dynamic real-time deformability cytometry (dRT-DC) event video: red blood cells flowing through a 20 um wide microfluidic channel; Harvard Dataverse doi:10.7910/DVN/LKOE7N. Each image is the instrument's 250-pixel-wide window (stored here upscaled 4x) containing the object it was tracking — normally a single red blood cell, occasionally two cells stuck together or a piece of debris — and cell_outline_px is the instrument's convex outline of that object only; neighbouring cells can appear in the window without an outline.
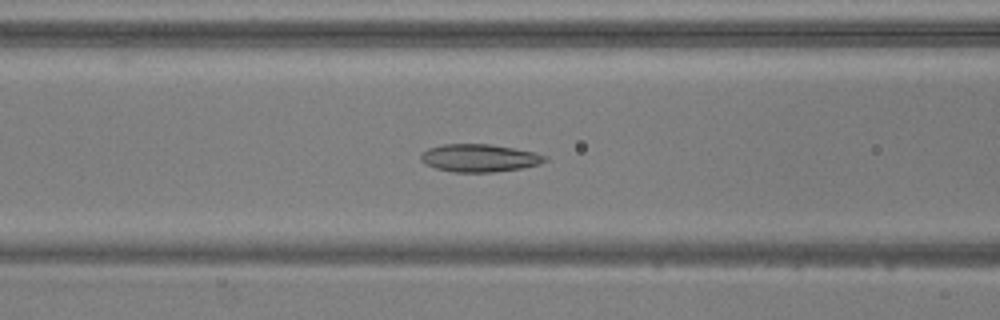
{"species": "common noctule bat (a hibernating species)", "species_latin": "Nyctalus noctula", "temperature_condition": "warm", "stored_images_in_passage": 53, "camera_frame_rate_fps": 3000, "um_per_image_px": 0.085, "animal": {"sex": "male", "body_mass_g": 20.5, "forearm_length_mm": 52.5}, "frame": {"image": 1, "passage_image": 22, "time_ms": 7.0, "image_size_px": [1000, 320], "cell_outline_px": [[548, 160], [540, 164], [520, 168], [492, 172], [452, 172], [436, 168], [420, 160], [420, 156], [428, 148], [444, 144], [488, 144], [536, 152], [548, 156]], "centroid_in_image_um": [40.78, 13.43], "position_along_channel_um": 125.8, "area_um2": 19.94}}
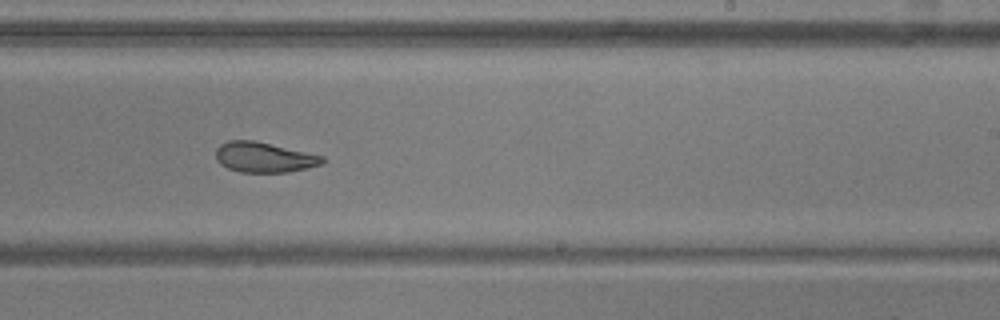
{"frame": {"image": 2, "passage_image": 33, "time_ms": 10.667, "image_size_px": [1000, 320], "cell_outline_px": [[328, 160], [320, 164], [288, 172], [240, 172], [228, 168], [220, 164], [216, 160], [216, 148], [220, 144], [228, 140], [256, 140], [324, 156]], "centroid_in_image_um": [22.43, 13.35], "position_along_channel_um": 266.6, "area_um2": 18.84}}
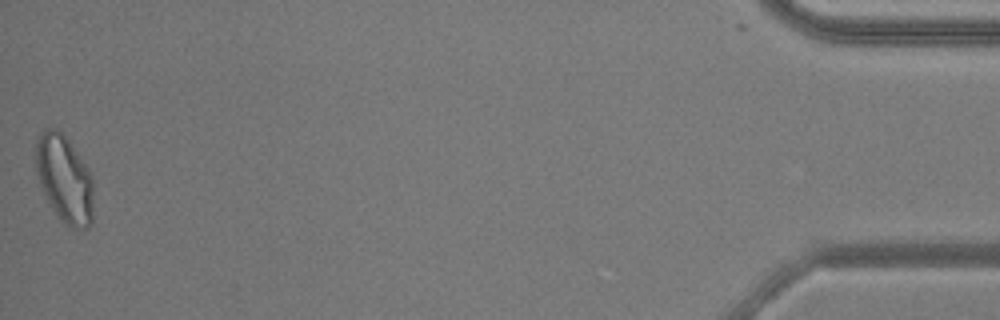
{"frame": {"image": 3, "passage_image": 53, "time_ms": 17.333, "image_size_px": [1000, 320], "cell_outline_px": [[92, 224], [88, 228], [72, 228], [60, 220], [56, 216], [48, 204], [40, 184], [36, 172], [36, 136], [44, 128], [56, 128], [68, 140], [88, 168], [92, 176]], "centroid_in_image_um": [5.45, 15.22], "position_along_channel_um": 429.7, "area_um2": 29.54}, "authors_computed_cell_mechanics": {"area_um2": 22.3108, "velocity_mm_per_s": 3.8415, "shape_relaxation_time_tau1_ms": 9.1774, "shape_relaxation_time_tau2_ms": 2.5182, "deformation_change_tau1": 0.1741, "deformation_change_tau2": 0.0826}}